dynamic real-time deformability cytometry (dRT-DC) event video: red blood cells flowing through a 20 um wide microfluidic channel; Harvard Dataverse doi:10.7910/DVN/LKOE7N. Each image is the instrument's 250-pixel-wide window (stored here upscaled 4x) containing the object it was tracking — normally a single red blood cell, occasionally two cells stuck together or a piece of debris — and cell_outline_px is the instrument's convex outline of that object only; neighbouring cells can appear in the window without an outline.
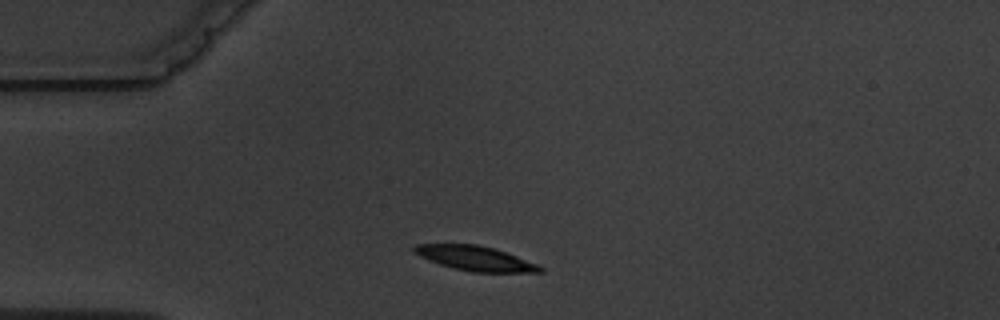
{"species": "common noctule bat (a hibernating species)", "species_latin": "Nyctalus noctula", "temperature_condition": "warm", "stored_images_in_passage": 2, "camera_frame_rate_fps": 3000, "um_per_image_px": 0.085, "animal": {"sex": "male", "body_mass_g": 19.5, "forearm_length_mm": 54.6}, "frame": {"image": 1, "passage_image": 1, "time_ms": 0.0, "image_size_px": [1000, 320], "cell_outline_px": [[544, 272], [472, 272], [452, 268], [440, 264], [420, 256], [412, 252], [412, 248], [416, 244], [476, 244], [492, 248], [516, 256], [536, 264], [544, 268]], "centroid_in_image_um": [40.36, 21.96], "position_along_channel_um": 44.6, "area_um2": 17.86}}